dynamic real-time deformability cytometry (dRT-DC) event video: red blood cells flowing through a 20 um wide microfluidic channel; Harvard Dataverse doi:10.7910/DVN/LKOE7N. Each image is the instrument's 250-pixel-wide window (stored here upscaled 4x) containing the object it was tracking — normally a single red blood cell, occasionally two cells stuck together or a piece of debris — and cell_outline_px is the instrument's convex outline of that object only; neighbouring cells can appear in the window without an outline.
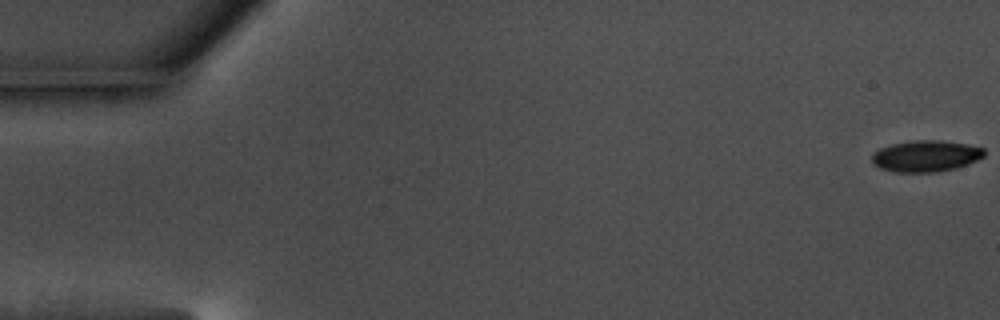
{"species": "common noctule bat (a hibernating species)", "species_latin": "Nyctalus noctula", "temperature_condition": "warm", "stored_images_in_passage": 58, "camera_frame_rate_fps": 3000, "um_per_image_px": 0.085, "animal": {"sex": "male", "body_mass_g": 17.5, "forearm_length_mm": 52.3}, "frame": {"image": 1, "passage_image": 1, "time_ms": 0.0, "image_size_px": [1000, 320], "cell_outline_px": [[984, 156], [968, 164], [956, 168], [936, 172], [896, 172], [880, 168], [872, 164], [872, 156], [880, 148], [892, 144], [916, 140], [940, 140], [968, 144], [984, 148]], "centroid_in_image_um": [78.71, 13.26], "position_along_channel_um": 6.3, "area_um2": 20.46}}
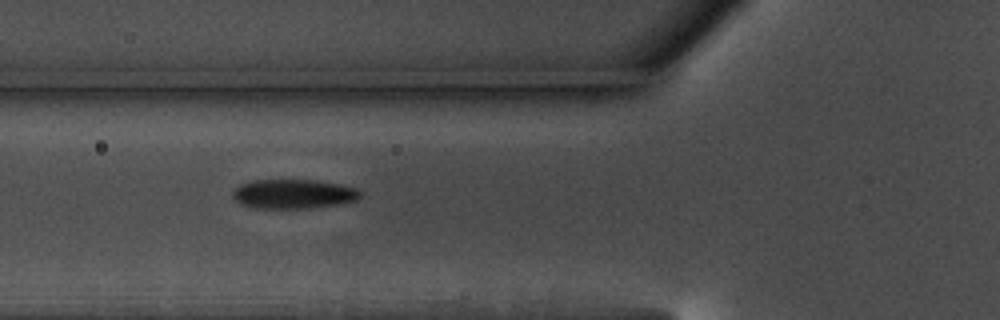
{"frame": {"image": 2, "passage_image": 22, "time_ms": 7.0, "image_size_px": [1000, 320], "cell_outline_px": [[364, 192], [356, 200], [336, 204], [308, 208], [256, 208], [240, 204], [232, 196], [232, 192], [240, 184], [252, 180], [316, 180], [340, 184], [356, 188]], "centroid_in_image_um": [24.94, 16.48], "position_along_channel_um": 100.9, "area_um2": 21.79}}
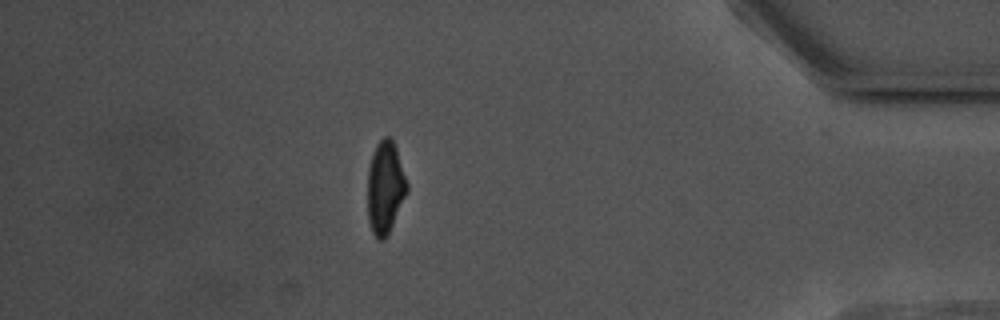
{"frame": {"image": 3, "passage_image": 51, "time_ms": 16.667, "image_size_px": [1000, 320], "cell_outline_px": [[408, 192], [388, 236], [384, 240], [376, 240], [372, 232], [368, 220], [368, 168], [376, 144], [384, 136], [388, 136], [392, 140], [396, 148], [408, 184]], "centroid_in_image_um": [32.75, 15.99], "position_along_channel_um": 402.5, "area_um2": 21.44}, "authors_computed_cell_mechanics": {"area_um2": 21.6461, "velocity_mm_per_s": 3.5733, "shape_relaxation_time_tau1_ms": 3.4275, "shape_relaxation_time_tau2_ms": 2.7205, "deformation_change_tau1": 0.1339, "deformation_change_tau2": 0.0828}}